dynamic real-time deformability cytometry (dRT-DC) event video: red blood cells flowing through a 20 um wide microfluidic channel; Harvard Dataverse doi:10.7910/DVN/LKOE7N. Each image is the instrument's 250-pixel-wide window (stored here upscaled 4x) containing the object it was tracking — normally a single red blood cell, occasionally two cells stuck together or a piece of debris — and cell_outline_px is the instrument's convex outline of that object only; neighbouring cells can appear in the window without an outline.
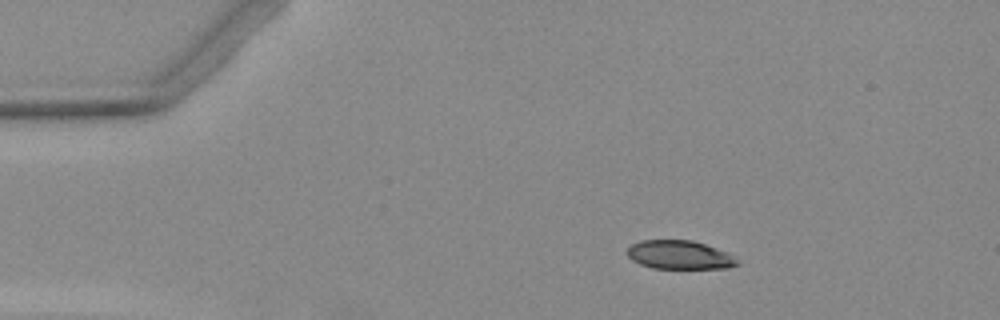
{"species": "Egyptian fruit bat (a non-hibernating species)", "species_latin": "Rousettus aegyptiacus", "temperature_condition": "warm", "stored_images_in_passage": 3, "camera_frame_rate_fps": 3000, "um_per_image_px": 0.085, "animal": {"sex": "female"}, "frame": {"image": 1, "passage_image": 1, "time_ms": 0.0, "image_size_px": [1000, 320], "cell_outline_px": [[740, 264], [728, 268], [652, 268], [640, 264], [632, 260], [628, 256], [628, 248], [632, 244], [640, 240], [692, 240], [728, 252]], "centroid_in_image_um": [57.75, 21.66], "position_along_channel_um": 27.2, "area_um2": 18.26}}
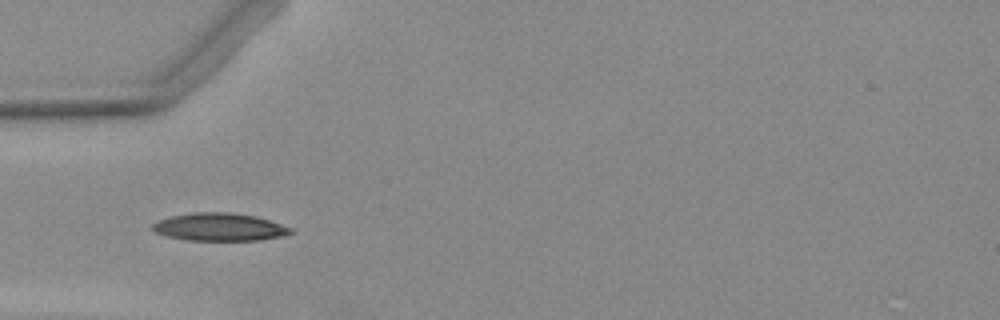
{"frame": {"image": 2, "passage_image": 3, "time_ms": 2.667, "image_size_px": [1000, 320], "cell_outline_px": [[292, 232], [280, 236], [260, 240], [184, 240], [168, 236], [156, 232], [152, 228], [152, 224], [160, 220], [172, 216], [196, 212], [228, 212], [256, 216], [292, 228]], "centroid_in_image_um": [18.65, 19.29], "position_along_channel_um": 66.4, "area_um2": 22.02}}